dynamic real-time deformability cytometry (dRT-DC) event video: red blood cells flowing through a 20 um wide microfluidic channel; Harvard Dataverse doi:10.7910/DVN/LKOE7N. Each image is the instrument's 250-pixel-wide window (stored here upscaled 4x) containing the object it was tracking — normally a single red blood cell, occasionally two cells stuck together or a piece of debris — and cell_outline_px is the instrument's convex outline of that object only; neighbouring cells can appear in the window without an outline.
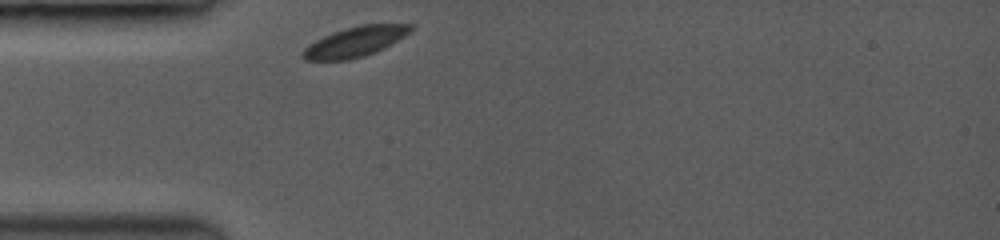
{"species": "common noctule bat (a hibernating species)", "species_latin": "Nyctalus noctula", "temperature_condition": "room temperature", "stored_images_in_passage": 34, "camera_frame_rate_fps": 3500, "um_per_image_px": 0.085, "animal": {"sex": "female", "body_mass_g": 19.0, "forearm_length_mm": 53.3}, "frame": {"image": 1, "passage_image": 1, "time_ms": 0.0, "image_size_px": [1000, 240], "cell_outline_px": [[412, 32], [364, 56], [348, 60], [304, 60], [300, 56], [300, 52], [308, 44], [332, 32], [344, 28], [360, 24], [412, 24]], "centroid_in_image_um": [30.11, 3.54], "position_along_channel_um": 54.9, "area_um2": 18.73}}
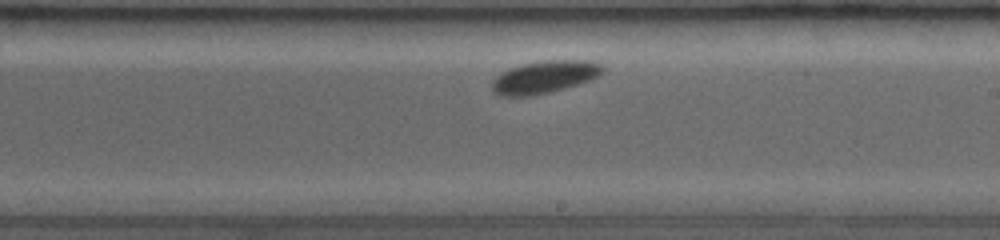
{"frame": {"image": 2, "passage_image": 19, "time_ms": 5.143, "image_size_px": [1000, 240], "cell_outline_px": [[604, 68], [592, 80], [564, 88], [548, 92], [524, 96], [504, 96], [496, 92], [492, 88], [492, 80], [496, 76], [508, 68], [520, 64], [540, 60], [592, 60], [600, 64]], "centroid_in_image_um": [46.27, 6.52], "position_along_channel_um": 242.7, "area_um2": 20.81}}
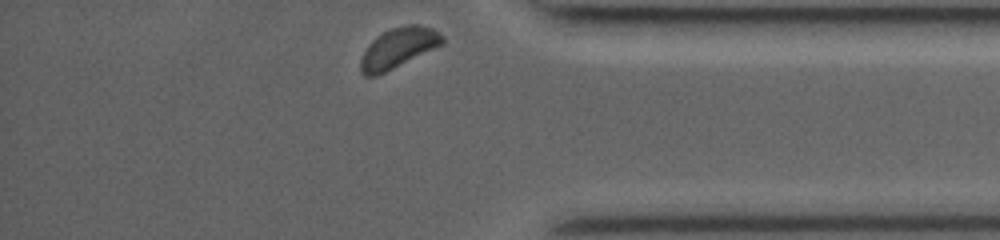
{"frame": {"image": 3, "passage_image": 34, "time_ms": 9.429, "image_size_px": [1000, 240], "cell_outline_px": [[444, 44], [376, 76], [364, 76], [360, 72], [360, 60], [364, 52], [372, 40], [384, 32], [392, 28], [408, 24], [416, 24], [432, 28], [444, 36]], "centroid_in_image_um": [33.86, 4.07], "position_along_channel_um": 401.3, "area_um2": 18.9}}